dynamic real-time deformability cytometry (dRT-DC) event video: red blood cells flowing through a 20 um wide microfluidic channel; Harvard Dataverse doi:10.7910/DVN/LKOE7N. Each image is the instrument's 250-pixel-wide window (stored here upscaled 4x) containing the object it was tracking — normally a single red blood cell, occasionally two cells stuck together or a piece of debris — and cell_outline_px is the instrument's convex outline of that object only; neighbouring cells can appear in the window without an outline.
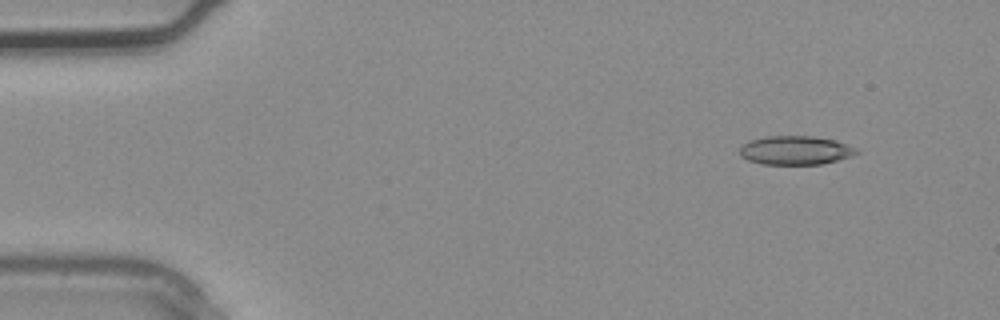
{"species": "common noctule bat (a hibernating species)", "species_latin": "Nyctalus noctula", "temperature_condition": "warm", "stored_images_in_passage": 3, "camera_frame_rate_fps": 3000, "um_per_image_px": 0.085, "animal": {"sex": "male", "body_mass_g": 20.4}, "frame": {"image": 1, "passage_image": 1, "time_ms": 0.0, "image_size_px": [1000, 320], "cell_outline_px": [[860, 152], [852, 156], [820, 164], [764, 164], [748, 160], [740, 156], [740, 148], [748, 140], [764, 136], [812, 136], [836, 140], [856, 148]], "centroid_in_image_um": [67.6, 12.76], "position_along_channel_um": 17.4, "area_um2": 19.59}}